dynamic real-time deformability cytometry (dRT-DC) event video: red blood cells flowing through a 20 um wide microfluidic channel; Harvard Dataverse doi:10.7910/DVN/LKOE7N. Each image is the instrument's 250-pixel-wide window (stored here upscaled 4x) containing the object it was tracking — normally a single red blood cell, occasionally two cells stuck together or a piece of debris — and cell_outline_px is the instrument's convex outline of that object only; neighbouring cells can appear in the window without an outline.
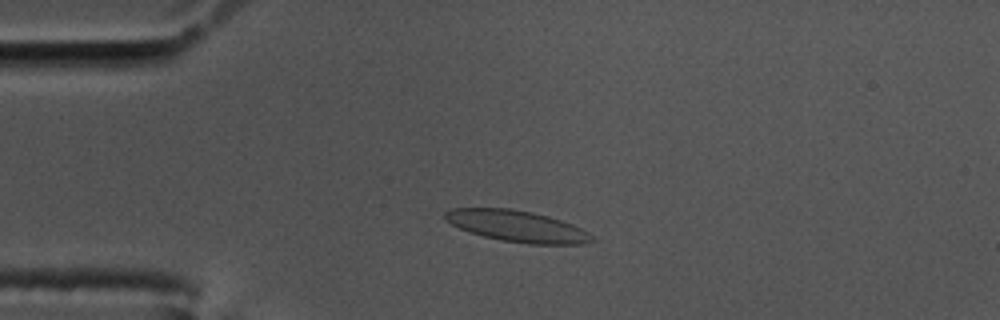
{"species": "common noctule bat (a hibernating species)", "species_latin": "Nyctalus noctula", "temperature_condition": "cold", "stored_images_in_passage": 57, "camera_frame_rate_fps": 3000, "um_per_image_px": 0.085, "animal": {"sex": "male", "body_mass_g": 17.5, "forearm_length_mm": 52.3}, "frame": {"image": 1, "passage_image": 12, "time_ms": 3.667, "image_size_px": [1000, 320], "cell_outline_px": [[596, 240], [580, 244], [528, 244], [500, 240], [468, 232], [444, 220], [444, 212], [452, 208], [508, 208], [532, 212], [548, 216], [572, 224], [588, 232]], "centroid_in_image_um": [43.92, 19.22], "position_along_channel_um": 41.1, "area_um2": 26.76}}
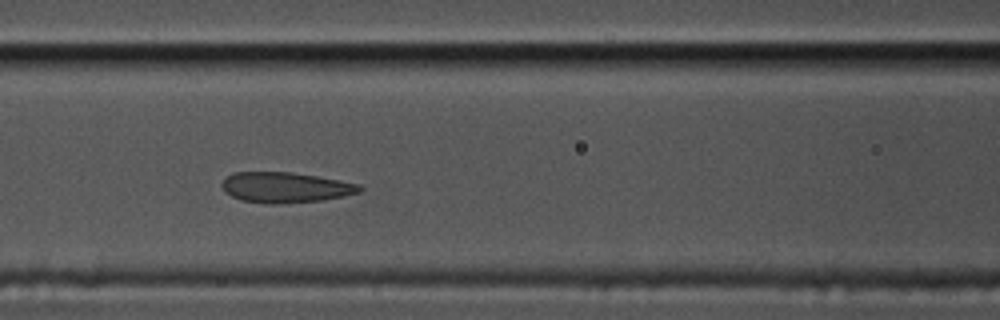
{"frame": {"image": 2, "passage_image": 23, "time_ms": 7.333, "image_size_px": [1000, 320], "cell_outline_px": [[364, 188], [360, 192], [344, 196], [324, 200], [276, 204], [268, 204], [240, 200], [224, 192], [220, 184], [232, 172], [292, 172], [340, 180], [360, 184]], "centroid_in_image_um": [24.26, 15.93], "position_along_channel_um": 142.3, "area_um2": 24.62}}
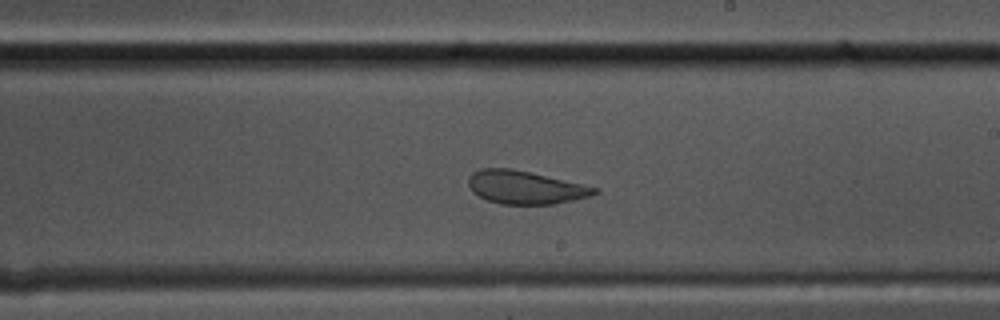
{"frame": {"image": 3, "passage_image": 32, "time_ms": 10.333, "image_size_px": [1000, 320], "cell_outline_px": [[600, 192], [592, 196], [556, 204], [500, 204], [488, 200], [472, 192], [468, 184], [468, 176], [472, 172], [480, 168], [512, 168], [584, 184], [600, 188]], "centroid_in_image_um": [44.67, 15.92], "position_along_channel_um": 244.3, "area_um2": 24.62}}